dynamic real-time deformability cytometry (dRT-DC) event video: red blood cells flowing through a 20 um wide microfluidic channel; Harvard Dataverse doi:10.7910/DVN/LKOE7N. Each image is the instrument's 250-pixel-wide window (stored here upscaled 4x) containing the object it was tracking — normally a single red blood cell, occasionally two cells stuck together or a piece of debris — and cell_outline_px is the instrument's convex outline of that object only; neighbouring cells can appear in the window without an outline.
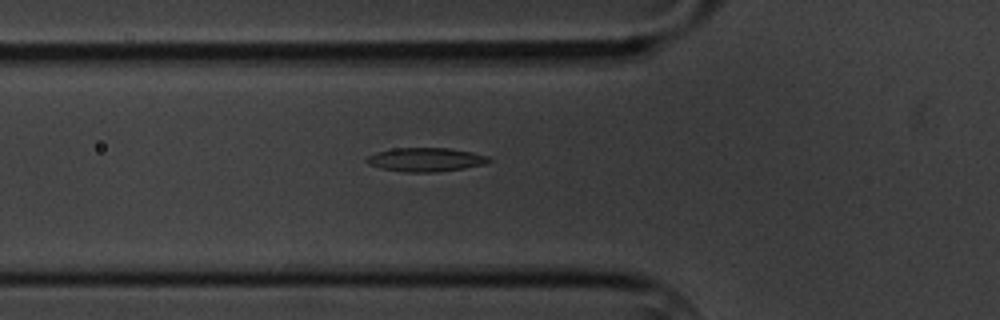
{"species": "common noctule bat (a hibernating species)", "species_latin": "Nyctalus noctula", "temperature_condition": "cold", "stored_images_in_passage": 8, "camera_frame_rate_fps": 3000, "um_per_image_px": 0.085, "animal": {"sex": "male", "body_mass_g": 20.1, "forearm_length_mm": 53.5}, "frame": {"image": 1, "passage_image": 8, "time_ms": 8.0, "image_size_px": [1000, 320], "cell_outline_px": [[492, 160], [484, 164], [464, 168], [436, 172], [408, 172], [380, 168], [368, 164], [364, 160], [368, 156], [376, 152], [392, 148], [448, 148], [472, 152], [488, 156]], "centroid_in_image_um": [36.16, 13.56], "position_along_channel_um": 89.6, "area_um2": 16.94}}